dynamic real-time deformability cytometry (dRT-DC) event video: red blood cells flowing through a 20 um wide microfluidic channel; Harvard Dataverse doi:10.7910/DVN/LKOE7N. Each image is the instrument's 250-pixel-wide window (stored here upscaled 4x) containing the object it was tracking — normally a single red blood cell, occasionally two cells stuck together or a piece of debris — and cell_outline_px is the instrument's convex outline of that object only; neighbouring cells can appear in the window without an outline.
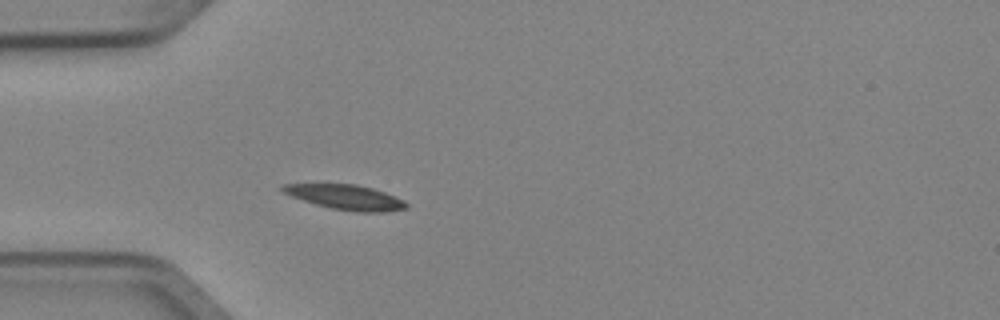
{"species": "Egyptian fruit bat (a non-hibernating species)", "species_latin": "Rousettus aegyptiacus", "temperature_condition": "cold", "stored_images_in_passage": 4, "camera_frame_rate_fps": 3000, "um_per_image_px": 0.085, "animal": {"sex": "female"}, "frame": {"image": 1, "passage_image": 4, "time_ms": 1.0, "image_size_px": [1000, 320], "cell_outline_px": [[408, 208], [388, 212], [356, 212], [332, 208], [316, 204], [292, 196], [284, 192], [280, 188], [280, 184], [356, 184], [372, 188], [384, 192], [404, 200], [408, 204]], "centroid_in_image_um": [29.43, 16.76], "position_along_channel_um": 55.6, "area_um2": 17.8}}